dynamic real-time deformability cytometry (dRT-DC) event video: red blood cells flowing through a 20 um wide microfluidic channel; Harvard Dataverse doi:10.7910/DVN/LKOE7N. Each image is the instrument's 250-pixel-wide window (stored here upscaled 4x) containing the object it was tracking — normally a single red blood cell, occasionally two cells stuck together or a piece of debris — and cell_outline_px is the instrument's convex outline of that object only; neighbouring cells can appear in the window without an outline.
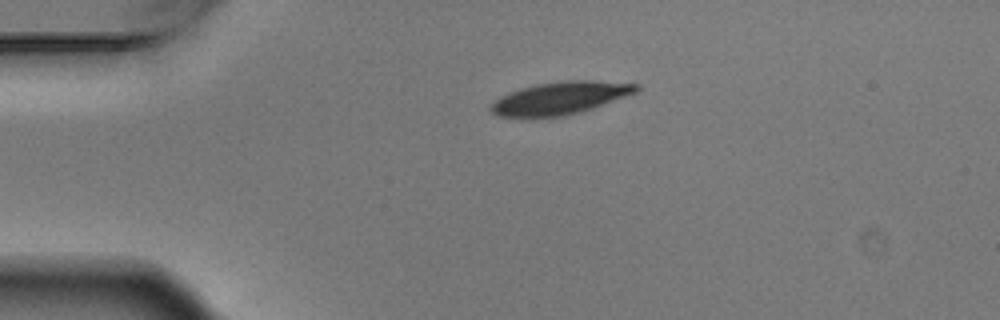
{"species": "Egyptian fruit bat (a non-hibernating species)", "species_latin": "Rousettus aegyptiacus", "temperature_condition": "warm", "stored_images_in_passage": 2, "camera_frame_rate_fps": 3000, "um_per_image_px": 0.085, "animal": {"sex": "male"}, "frame": {"image": 1, "passage_image": 1, "time_ms": 0.0, "image_size_px": [1000, 320], "cell_outline_px": [[640, 88], [636, 92], [592, 108], [560, 116], [500, 116], [492, 112], [488, 108], [500, 96], [536, 84], [564, 80], [596, 80], [640, 84]], "centroid_in_image_um": [47.65, 8.31], "position_along_channel_um": 37.3, "area_um2": 26.93}}